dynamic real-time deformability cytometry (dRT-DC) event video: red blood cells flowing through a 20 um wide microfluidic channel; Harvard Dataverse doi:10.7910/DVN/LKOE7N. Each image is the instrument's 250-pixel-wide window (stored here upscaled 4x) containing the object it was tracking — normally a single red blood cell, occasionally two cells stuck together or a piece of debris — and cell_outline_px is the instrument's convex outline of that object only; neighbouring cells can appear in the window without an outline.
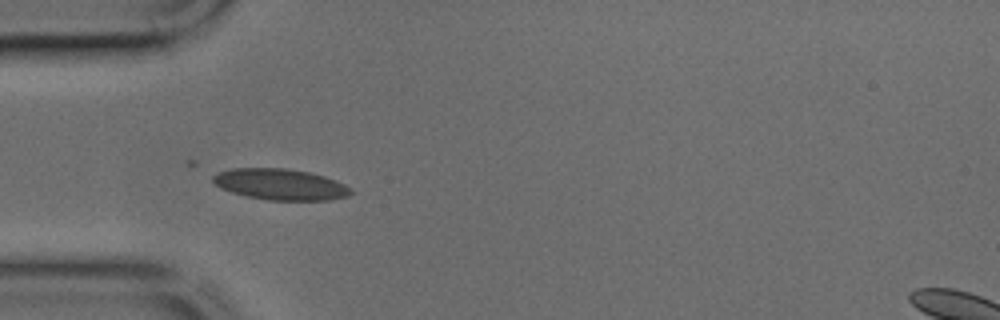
{"species": "common noctule bat (a hibernating species)", "species_latin": "Nyctalus noctula", "temperature_condition": "cold", "stored_images_in_passage": 32, "camera_frame_rate_fps": 3000, "um_per_image_px": 0.085, "animal": {"sex": "male", "body_mass_g": 17.9, "forearm_length_mm": 54.2}, "frame": {"image": 1, "passage_image": 1, "time_ms": 0.0, "image_size_px": [1000, 320], "cell_outline_px": [[356, 192], [348, 196], [328, 200], [268, 200], [248, 196], [232, 192], [220, 188], [212, 180], [212, 176], [220, 172], [232, 168], [288, 168], [308, 172], [324, 176], [336, 180], [352, 188]], "centroid_in_image_um": [23.88, 15.67], "position_along_channel_um": 61.1, "area_um2": 25.03}}
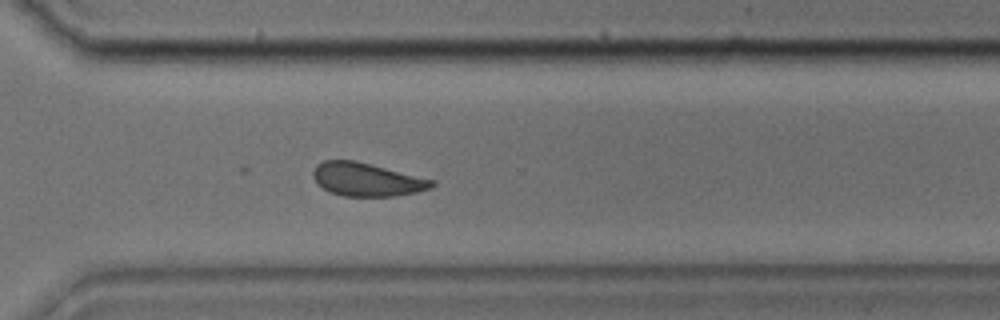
{"frame": {"image": 2, "passage_image": 20, "time_ms": 6.333, "image_size_px": [1000, 320], "cell_outline_px": [[436, 184], [432, 188], [416, 192], [396, 196], [344, 196], [332, 192], [316, 184], [312, 176], [312, 172], [316, 164], [324, 160], [356, 160], [436, 180]], "centroid_in_image_um": [31.19, 15.25], "position_along_channel_um": 339.4, "area_um2": 23.29}}
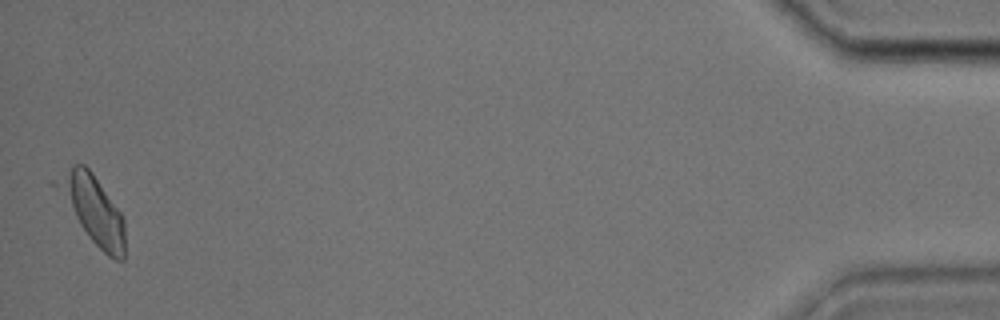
{"frame": {"image": 3, "passage_image": 32, "time_ms": 10.333, "image_size_px": [1000, 320], "cell_outline_px": [[124, 260], [116, 260], [108, 256], [88, 236], [48, 180], [72, 164], [84, 164], [92, 172], [124, 216]], "centroid_in_image_um": [7.82, 17.71], "position_along_channel_um": 427.4, "area_um2": 26.99}}